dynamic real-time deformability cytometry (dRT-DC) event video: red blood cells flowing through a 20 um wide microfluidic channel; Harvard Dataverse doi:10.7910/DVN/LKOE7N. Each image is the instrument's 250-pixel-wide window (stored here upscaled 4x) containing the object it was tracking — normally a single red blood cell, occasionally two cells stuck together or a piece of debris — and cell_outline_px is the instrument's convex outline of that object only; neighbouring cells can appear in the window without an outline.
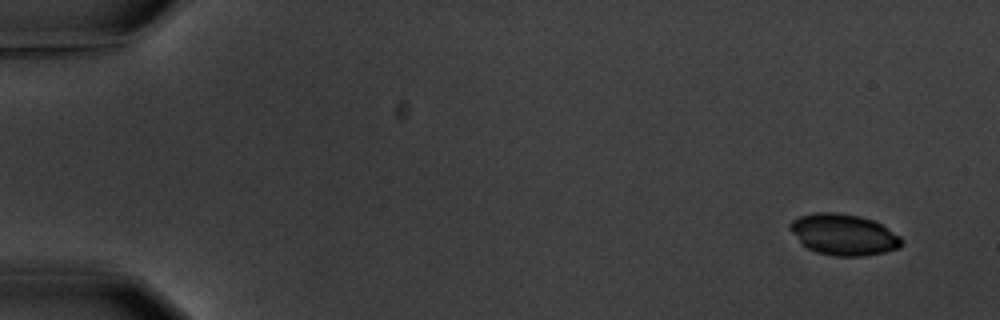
{"species": "common noctule bat (a hibernating species)", "species_latin": "Nyctalus noctula", "temperature_condition": "warm", "stored_images_in_passage": 5, "camera_frame_rate_fps": 3000, "um_per_image_px": 0.085, "animal": {"sex": "male", "body_mass_g": 20.1, "forearm_length_mm": 53.5}, "frame": {"image": 1, "passage_image": 1, "time_ms": 0.0, "image_size_px": [1000, 320], "cell_outline_px": [[900, 244], [896, 248], [884, 252], [864, 256], [836, 256], [816, 252], [808, 248], [788, 228], [788, 224], [792, 220], [800, 216], [816, 212], [836, 212], [860, 216], [872, 220], [880, 224], [900, 236]], "centroid_in_image_um": [71.67, 19.93], "position_along_channel_um": 13.3, "area_um2": 26.36}}